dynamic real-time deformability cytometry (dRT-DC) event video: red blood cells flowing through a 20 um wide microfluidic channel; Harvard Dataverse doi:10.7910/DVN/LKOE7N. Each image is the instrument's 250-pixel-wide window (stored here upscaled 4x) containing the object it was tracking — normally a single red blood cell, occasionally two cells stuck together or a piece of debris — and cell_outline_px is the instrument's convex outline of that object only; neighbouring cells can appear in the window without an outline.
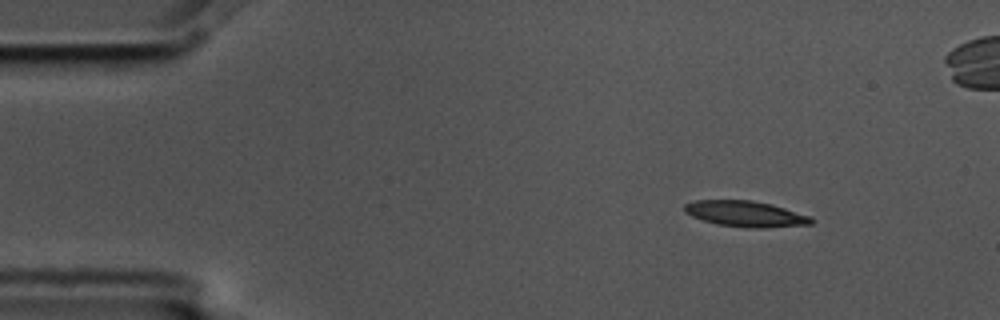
{"species": "common noctule bat (a hibernating species)", "species_latin": "Nyctalus noctula", "temperature_condition": "cold", "stored_images_in_passage": 4, "camera_frame_rate_fps": 3000, "um_per_image_px": 0.085, "animal": {"sex": "male", "body_mass_g": 17.5, "forearm_length_mm": 52.3}, "frame": {"image": 1, "passage_image": 1, "time_ms": 0.0, "image_size_px": [1000, 320], "cell_outline_px": [[816, 220], [812, 224], [768, 228], [744, 228], [716, 224], [692, 216], [684, 212], [684, 204], [696, 200], [752, 200], [772, 204], [812, 216]], "centroid_in_image_um": [63.42, 18.18], "position_along_channel_um": 21.6, "area_um2": 19.42}}